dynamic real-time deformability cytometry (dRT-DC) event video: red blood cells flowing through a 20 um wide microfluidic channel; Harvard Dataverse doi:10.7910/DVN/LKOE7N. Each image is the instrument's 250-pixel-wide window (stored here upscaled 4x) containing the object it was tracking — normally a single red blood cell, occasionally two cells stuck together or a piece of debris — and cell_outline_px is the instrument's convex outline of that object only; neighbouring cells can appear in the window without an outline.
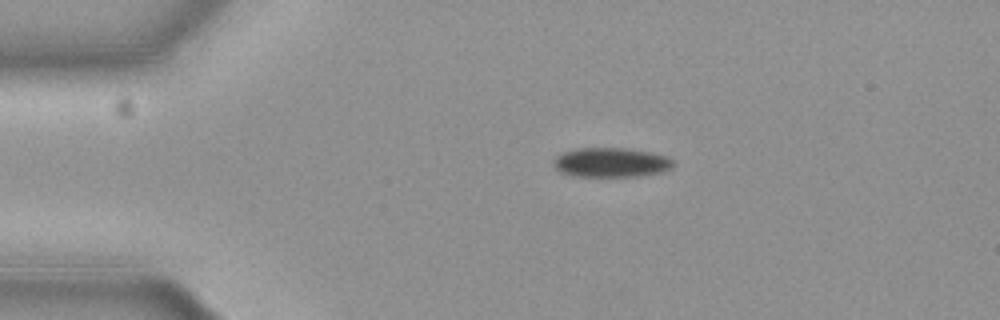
{"species": "common noctule bat (a hibernating species)", "species_latin": "Nyctalus noctula", "temperature_condition": "cold", "stored_images_in_passage": 46, "camera_frame_rate_fps": 3000, "um_per_image_px": 0.085, "animal": {"sex": "female", "body_mass_g": 19.3, "forearm_length_mm": 54.1}, "frame": {"image": 1, "passage_image": 1, "time_ms": 0.0, "image_size_px": [1000, 320], "cell_outline_px": [[676, 164], [672, 168], [660, 172], [640, 176], [572, 176], [560, 172], [552, 164], [556, 156], [564, 152], [580, 148], [624, 148], [648, 152], [664, 156], [672, 160]], "centroid_in_image_um": [51.92, 13.81], "position_along_channel_um": 33.1, "area_um2": 20.4}}
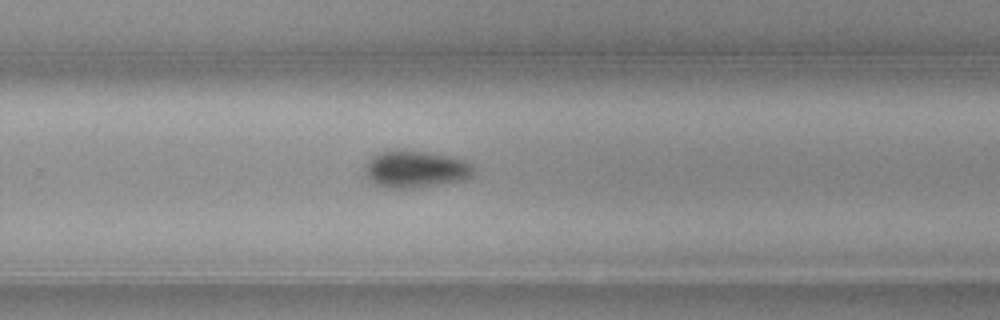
{"frame": {"image": 2, "passage_image": 26, "time_ms": 8.333, "image_size_px": [1000, 320], "cell_outline_px": [[472, 176], [464, 180], [420, 188], [396, 188], [376, 184], [368, 176], [368, 160], [376, 152], [388, 148], [404, 148], [428, 152], [448, 156], [464, 160], [472, 164]], "centroid_in_image_um": [35.34, 14.34], "position_along_channel_um": 294.5, "area_um2": 23.64}}
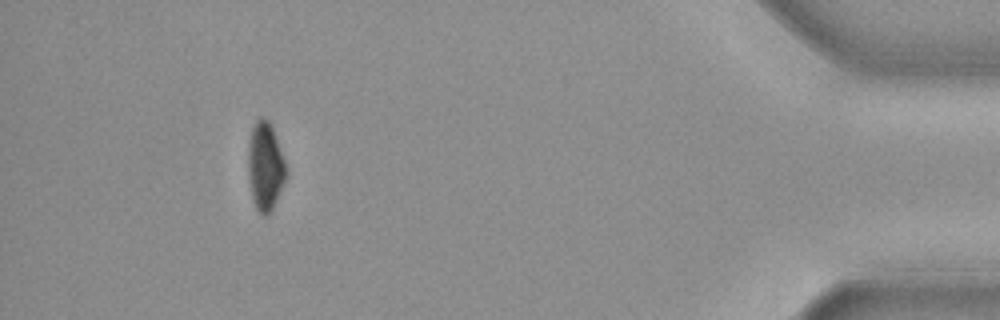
{"frame": {"image": 3, "passage_image": 41, "time_ms": 13.333, "image_size_px": [1000, 320], "cell_outline_px": [[284, 180], [272, 208], [268, 216], [264, 216], [256, 208], [252, 200], [248, 176], [248, 148], [252, 128], [256, 120], [260, 116], [268, 120], [272, 124], [284, 160]], "centroid_in_image_um": [22.5, 14.1], "position_along_channel_um": 412.7, "area_um2": 19.13}, "authors_computed_cell_mechanics": {"area_um2": 21.9062, "velocity_mm_per_s": 3.679, "shape_relaxation_time_tau1_ms": 7.4747, "shape_relaxation_time_tau2_ms": null, "deformation_change_tau1": 0.1385, "deformation_change_tau2": null}}